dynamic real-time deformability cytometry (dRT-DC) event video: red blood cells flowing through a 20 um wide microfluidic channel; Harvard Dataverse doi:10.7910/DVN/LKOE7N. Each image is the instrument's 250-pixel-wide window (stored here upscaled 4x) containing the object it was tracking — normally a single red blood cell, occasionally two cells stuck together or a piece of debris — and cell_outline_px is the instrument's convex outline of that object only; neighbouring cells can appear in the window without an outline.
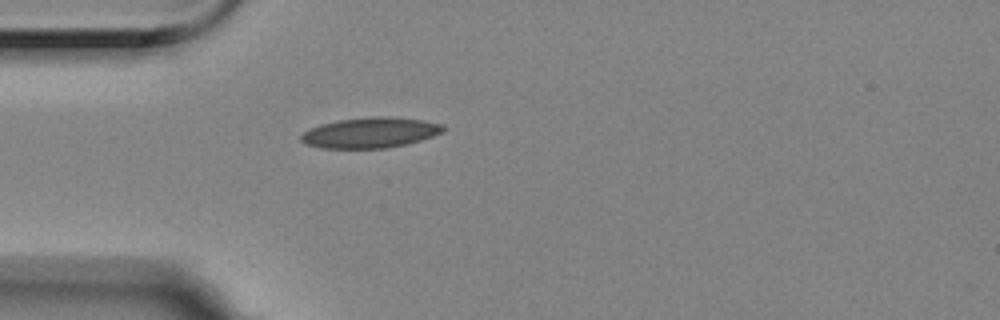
{"species": "Egyptian fruit bat (a non-hibernating species)", "species_latin": "Rousettus aegyptiacus", "temperature_condition": "room temperature", "stored_images_in_passage": 42, "camera_frame_rate_fps": 3000, "um_per_image_px": 0.085, "animal": {"sex": "female"}, "frame": {"image": 1, "passage_image": 1, "time_ms": 0.0, "image_size_px": [1000, 320], "cell_outline_px": [[444, 128], [440, 132], [432, 136], [420, 140], [388, 148], [320, 148], [304, 144], [300, 140], [300, 136], [308, 128], [320, 124], [336, 120], [372, 116], [392, 116], [424, 120], [444, 124]], "centroid_in_image_um": [31.42, 11.26], "position_along_channel_um": 53.6, "area_um2": 25.43}}
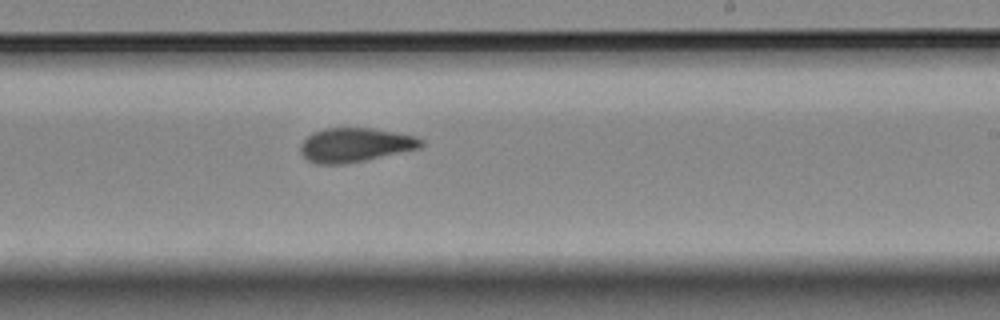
{"frame": {"image": 2, "passage_image": 19, "time_ms": 6.0, "image_size_px": [1000, 320], "cell_outline_px": [[424, 144], [420, 148], [364, 160], [340, 164], [316, 164], [308, 160], [300, 152], [300, 144], [312, 132], [324, 128], [372, 128], [416, 136], [424, 140]], "centroid_in_image_um": [30.18, 12.31], "position_along_channel_um": 258.8, "area_um2": 23.87}}
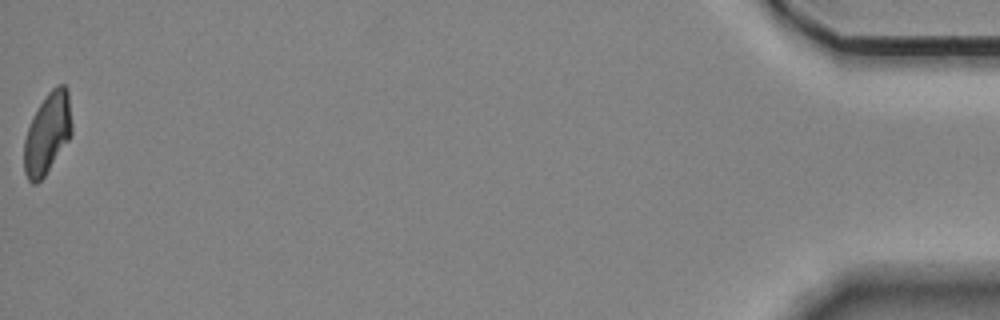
{"frame": {"image": 3, "passage_image": 42, "time_ms": 13.667, "image_size_px": [1000, 320], "cell_outline_px": [[72, 132], [68, 140], [44, 176], [36, 184], [32, 184], [28, 180], [24, 172], [24, 140], [32, 116], [48, 92], [56, 84], [64, 84], [68, 88], [72, 124]], "centroid_in_image_um": [4.03, 11.31], "position_along_channel_um": 431.2, "area_um2": 22.48}, "authors_computed_cell_mechanics": {"area_um2": 23.3801, "velocity_mm_per_s": 3.5136, "shape_relaxation_time_tau1_ms": 7.2486, "shape_relaxation_time_tau2_ms": 2.6905, "deformation_change_tau1": 0.1707, "deformation_change_tau2": 0.0918}}